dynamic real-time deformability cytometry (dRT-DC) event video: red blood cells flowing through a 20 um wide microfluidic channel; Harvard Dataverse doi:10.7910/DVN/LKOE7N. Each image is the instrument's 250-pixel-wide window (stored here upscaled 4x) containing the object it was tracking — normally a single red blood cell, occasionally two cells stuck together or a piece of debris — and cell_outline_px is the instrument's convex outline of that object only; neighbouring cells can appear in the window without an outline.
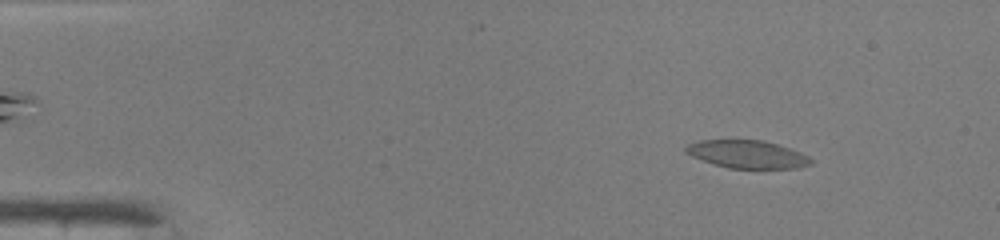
{"species": "common noctule bat (a hibernating species)", "species_latin": "Nyctalus noctula", "temperature_condition": "warm", "stored_images_in_passage": 49, "camera_frame_rate_fps": 3000, "um_per_image_px": 0.085, "animal": {"sex": "male", "body_mass_g": 19.0, "forearm_length_mm": 50.8}, "frame": {"image": 1, "passage_image": 6, "time_ms": 1.667, "image_size_px": [1000, 240], "cell_outline_px": [[812, 164], [796, 168], [728, 168], [692, 156], [684, 152], [684, 148], [688, 144], [700, 140], [764, 140], [800, 152], [808, 156], [812, 160]], "centroid_in_image_um": [63.51, 13.11], "position_along_channel_um": 21.5, "area_um2": 20.06}}
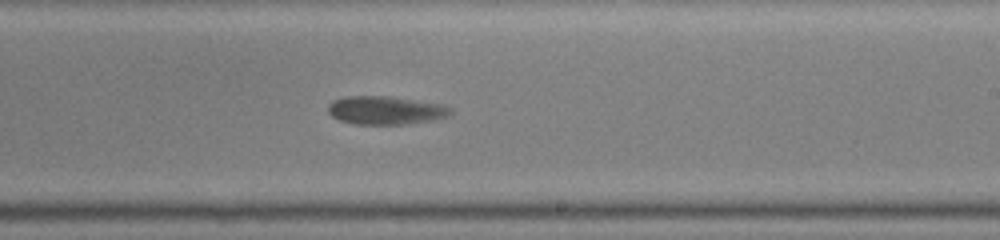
{"frame": {"image": 2, "passage_image": 30, "time_ms": 9.667, "image_size_px": [1000, 240], "cell_outline_px": [[452, 112], [448, 116], [432, 120], [408, 124], [352, 124], [340, 120], [332, 116], [328, 112], [328, 104], [332, 100], [344, 96], [388, 96], [440, 104], [452, 108]], "centroid_in_image_um": [32.74, 9.37], "position_along_channel_um": 256.3, "area_um2": 20.23}}
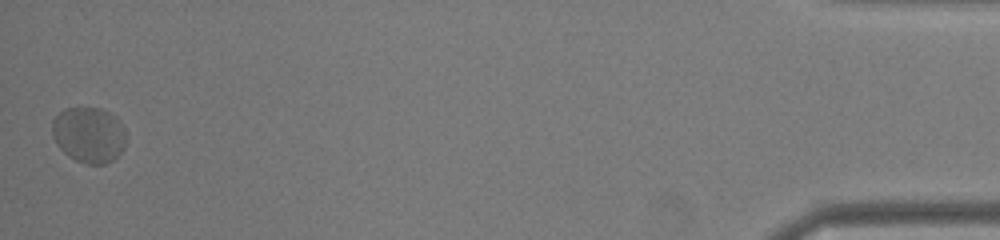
{"frame": {"image": 3, "passage_image": 49, "time_ms": 16.0, "image_size_px": [1000, 240], "cell_outline_px": [[124, 148], [112, 160], [104, 164], [84, 164], [68, 156], [56, 144], [52, 136], [52, 120], [64, 108], [100, 108], [116, 116], [124, 128]], "centroid_in_image_um": [7.53, 11.46], "position_along_channel_um": 427.7, "area_um2": 23.99}}